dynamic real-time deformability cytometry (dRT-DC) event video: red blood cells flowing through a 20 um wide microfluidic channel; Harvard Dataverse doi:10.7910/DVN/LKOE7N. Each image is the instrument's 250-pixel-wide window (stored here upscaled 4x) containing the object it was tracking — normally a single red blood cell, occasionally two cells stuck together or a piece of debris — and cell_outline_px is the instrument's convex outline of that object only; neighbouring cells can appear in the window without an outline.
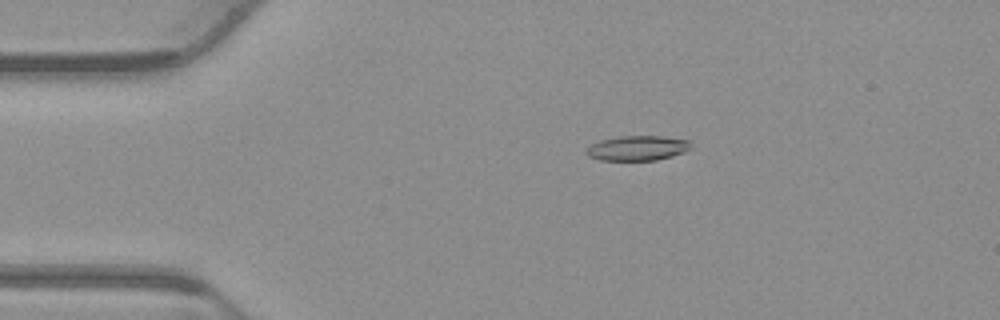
{"species": "common noctule bat (a hibernating species)", "species_latin": "Nyctalus noctula", "temperature_condition": "warm", "stored_images_in_passage": 54, "camera_frame_rate_fps": 3000, "um_per_image_px": 0.085, "animal": {"sex": "male", "body_mass_g": 23.1, "forearm_length_mm": 52.7}, "frame": {"image": 1, "passage_image": 11, "time_ms": 3.333, "image_size_px": [1000, 320], "cell_outline_px": [[692, 148], [684, 152], [672, 156], [656, 160], [600, 160], [588, 156], [584, 152], [592, 144], [600, 140], [620, 136], [664, 136], [688, 140]], "centroid_in_image_um": [54.19, 12.59], "position_along_channel_um": 30.8, "area_um2": 15.14}}
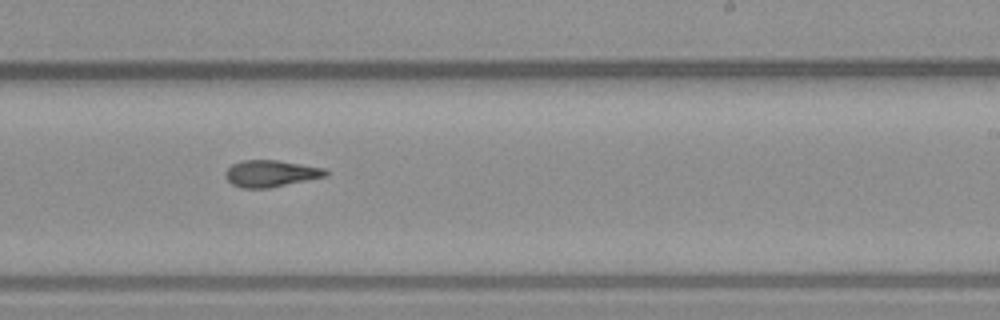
{"frame": {"image": 2, "passage_image": 33, "time_ms": 10.667, "image_size_px": [1000, 320], "cell_outline_px": [[328, 176], [268, 188], [240, 188], [232, 184], [224, 176], [224, 172], [232, 164], [240, 160], [280, 160], [324, 168], [328, 172]], "centroid_in_image_um": [23.0, 14.74], "position_along_channel_um": 266.0, "area_um2": 15.72}}
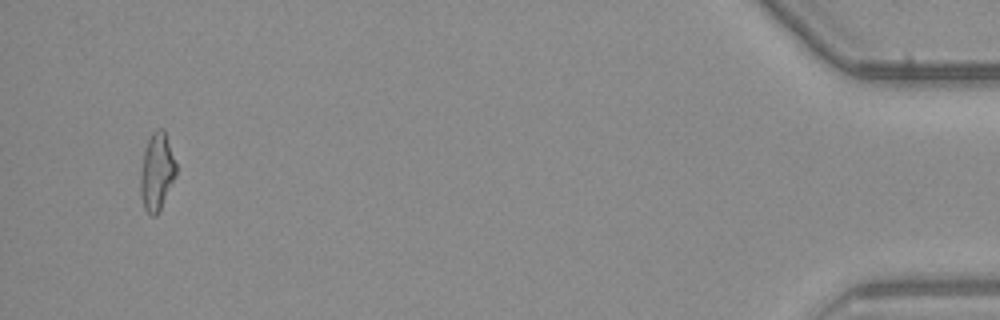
{"frame": {"image": 3, "passage_image": 52, "time_ms": 17.0, "image_size_px": [1000, 320], "cell_outline_px": [[176, 176], [156, 216], [152, 216], [144, 208], [140, 196], [140, 172], [144, 152], [148, 140], [152, 132], [156, 128], [164, 128], [176, 164]], "centroid_in_image_um": [13.32, 14.58], "position_along_channel_um": 421.9, "area_um2": 16.01}, "authors_computed_cell_mechanics": {"area_um2": 15.6638, "velocity_mm_per_s": 3.8565, "shape_relaxation_time_tau1_ms": null, "shape_relaxation_time_tau2_ms": 3.2213, "deformation_change_tau1": null, "deformation_change_tau2": 0.121}}